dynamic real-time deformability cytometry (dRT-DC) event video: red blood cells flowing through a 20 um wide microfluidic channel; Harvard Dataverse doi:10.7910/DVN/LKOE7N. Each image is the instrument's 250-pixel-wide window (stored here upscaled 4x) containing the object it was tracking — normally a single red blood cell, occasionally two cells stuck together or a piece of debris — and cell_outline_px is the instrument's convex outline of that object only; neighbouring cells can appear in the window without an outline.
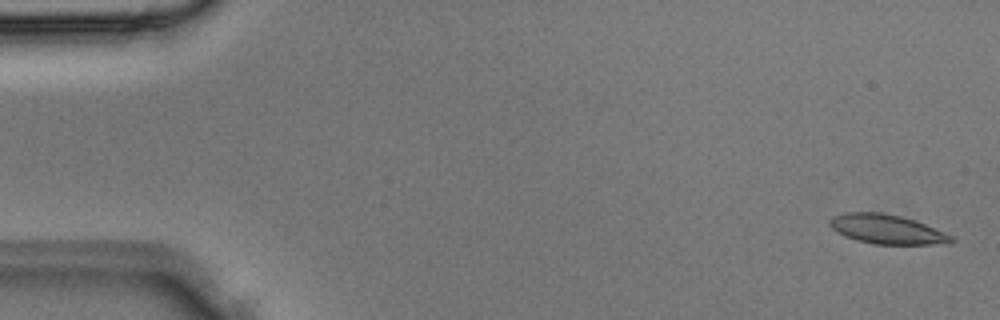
{"species": "Egyptian fruit bat (a non-hibernating species)", "species_latin": "Rousettus aegyptiacus", "temperature_condition": "room temperature", "stored_images_in_passage": 2, "camera_frame_rate_fps": 3000, "um_per_image_px": 0.085, "animal": {"sex": "male"}, "frame": {"image": 1, "passage_image": 2, "time_ms": 0.333, "image_size_px": [1000, 320], "cell_outline_px": [[956, 240], [948, 244], [872, 244], [856, 240], [844, 236], [836, 232], [828, 224], [828, 220], [832, 216], [844, 212], [880, 212], [900, 216], [924, 224], [944, 232], [952, 236]], "centroid_in_image_um": [75.33, 19.49], "position_along_channel_um": 9.7, "area_um2": 20.87}}